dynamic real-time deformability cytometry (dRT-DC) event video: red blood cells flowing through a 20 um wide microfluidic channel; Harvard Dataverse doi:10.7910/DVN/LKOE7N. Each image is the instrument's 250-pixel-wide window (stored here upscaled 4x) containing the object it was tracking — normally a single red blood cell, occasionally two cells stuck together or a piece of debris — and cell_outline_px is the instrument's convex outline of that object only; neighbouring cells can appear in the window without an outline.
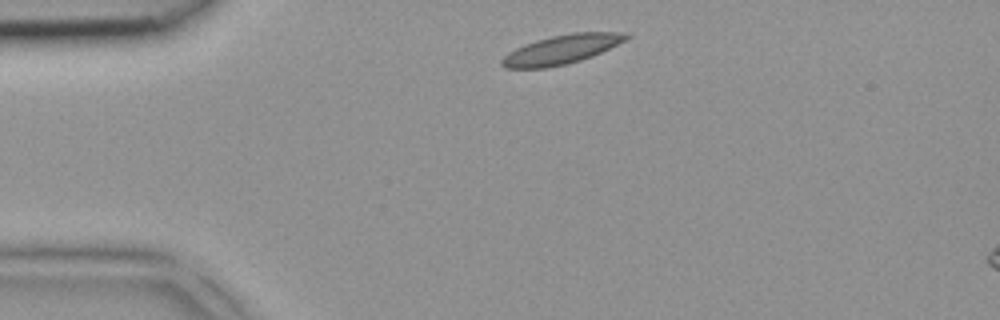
{"species": "common noctule bat (a hibernating species)", "species_latin": "Nyctalus noctula", "temperature_condition": "room temperature", "stored_images_in_passage": 3, "segment_of_instrument_passage": [1, 2], "camera_frame_rate_fps": 3000, "um_per_image_px": 0.085, "animal": {"sex": "female", "body_mass_g": 18.4}, "frame": {"image": 1, "passage_image": 1, "time_ms": 0.0, "image_size_px": [1000, 320], "cell_outline_px": [[632, 36], [592, 56], [580, 60], [564, 64], [544, 68], [504, 68], [500, 64], [500, 60], [508, 52], [524, 44], [536, 40], [552, 36], [572, 32], [628, 32]], "centroid_in_image_um": [47.7, 4.2], "position_along_channel_um": 37.3, "area_um2": 20.92}}